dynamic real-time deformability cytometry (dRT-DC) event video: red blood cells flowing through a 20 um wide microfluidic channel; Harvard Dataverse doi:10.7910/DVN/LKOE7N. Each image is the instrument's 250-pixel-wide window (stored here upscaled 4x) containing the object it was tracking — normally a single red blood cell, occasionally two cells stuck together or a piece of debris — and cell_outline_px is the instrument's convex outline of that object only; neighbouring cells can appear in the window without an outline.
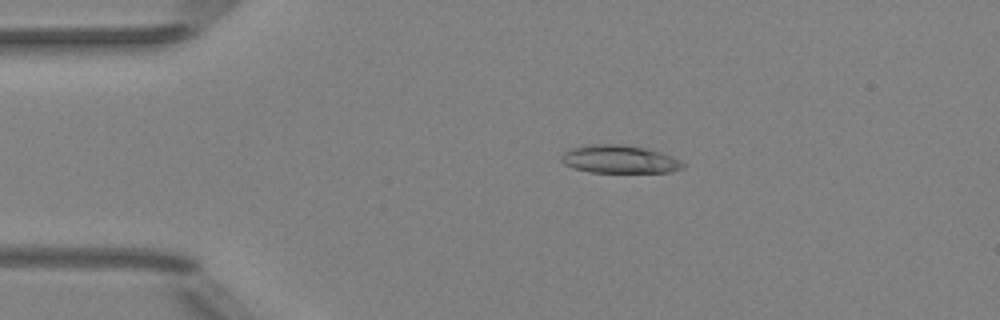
{"species": "Egyptian fruit bat (a non-hibernating species)", "species_latin": "Rousettus aegyptiacus", "temperature_condition": "room temperature", "stored_images_in_passage": 52, "camera_frame_rate_fps": 3000, "um_per_image_px": 0.085, "animal": {"sex": "female"}, "frame": {"image": 1, "passage_image": 11, "time_ms": 3.333, "image_size_px": [1000, 320], "cell_outline_px": [[684, 164], [680, 168], [672, 172], [588, 172], [564, 164], [560, 160], [560, 156], [564, 152], [572, 148], [588, 144], [624, 144], [644, 148], [660, 152], [672, 156], [680, 160]], "centroid_in_image_um": [52.62, 13.53], "position_along_channel_um": 32.4, "area_um2": 19.77}}
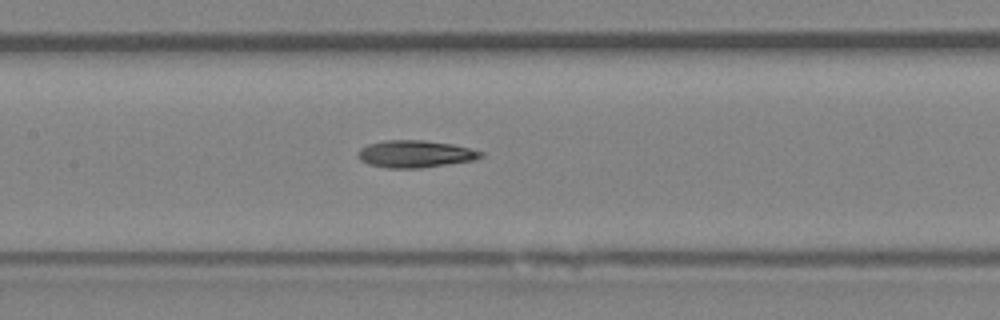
{"frame": {"image": 2, "passage_image": 25, "time_ms": 8.0, "image_size_px": [1000, 320], "cell_outline_px": [[484, 156], [476, 160], [420, 168], [388, 168], [368, 164], [360, 160], [356, 156], [360, 148], [368, 144], [384, 140], [424, 140], [452, 144], [484, 152]], "centroid_in_image_um": [35.29, 13.09], "position_along_channel_um": 172.1, "area_um2": 19.59}}
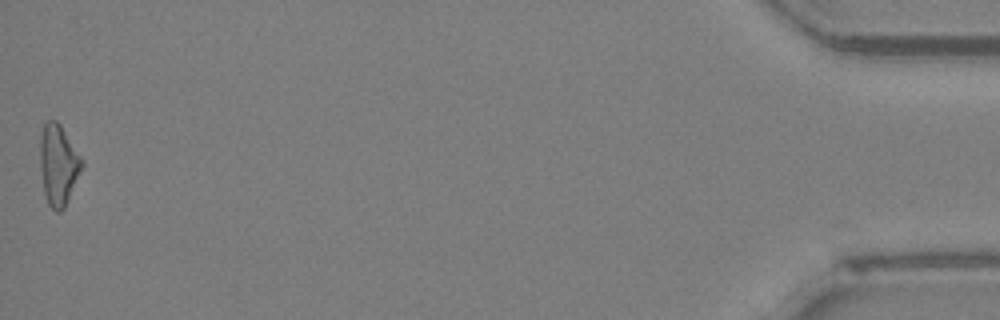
{"frame": {"image": 3, "passage_image": 52, "time_ms": 17.0, "image_size_px": [1000, 320], "cell_outline_px": [[84, 164], [68, 200], [64, 208], [60, 212], [56, 212], [48, 204], [44, 192], [40, 168], [40, 136], [44, 124], [48, 120], [56, 120], [60, 124], [84, 160]], "centroid_in_image_um": [4.96, 14.0], "position_along_channel_um": 430.2, "area_um2": 19.71}, "authors_computed_cell_mechanics": {"area_um2": 19.2474, "velocity_mm_per_s": 3.9858, "shape_relaxation_time_tau1_ms": 4.9706, "shape_relaxation_time_tau2_ms": 4.9136, "deformation_change_tau1": 0.145, "deformation_change_tau2": 0.1501}}